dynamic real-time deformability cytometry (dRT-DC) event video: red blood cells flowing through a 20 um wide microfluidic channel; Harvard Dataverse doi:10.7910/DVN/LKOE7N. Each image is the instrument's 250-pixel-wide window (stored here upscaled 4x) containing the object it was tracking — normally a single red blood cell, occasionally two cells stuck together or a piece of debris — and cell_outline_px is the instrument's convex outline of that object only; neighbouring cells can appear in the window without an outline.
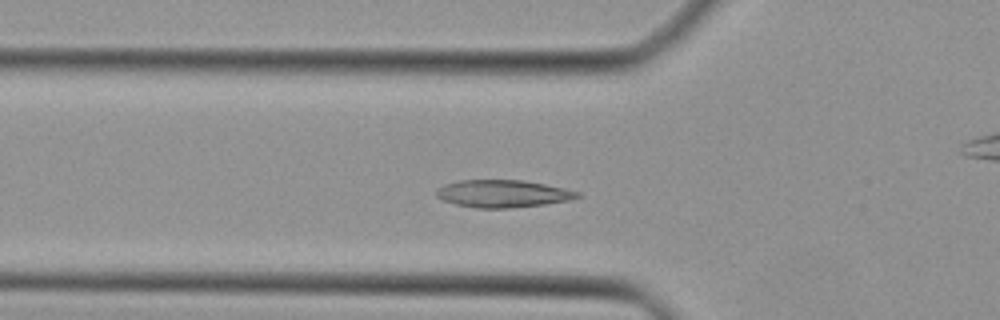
{"species": "Egyptian fruit bat (a non-hibernating species)", "species_latin": "Rousettus aegyptiacus", "temperature_condition": "cold", "stored_images_in_passage": 40, "camera_frame_rate_fps": 3000, "um_per_image_px": 0.085, "animal": {"sex": "female"}, "frame": {"image": 1, "passage_image": 12, "time_ms": 3.667, "image_size_px": [1000, 320], "cell_outline_px": [[580, 196], [572, 200], [544, 204], [508, 208], [476, 208], [456, 204], [444, 200], [436, 196], [436, 192], [440, 188], [448, 184], [460, 180], [524, 180], [564, 188], [580, 192]], "centroid_in_image_um": [42.79, 16.46], "position_along_channel_um": 83.0, "area_um2": 22.31}}
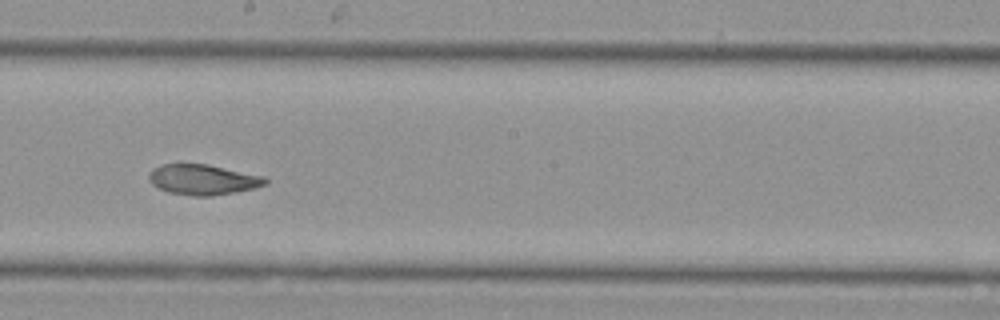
{"frame": {"image": 2, "passage_image": 22, "time_ms": 7.0, "image_size_px": [1000, 320], "cell_outline_px": [[268, 184], [256, 188], [236, 192], [212, 196], [192, 196], [168, 192], [152, 184], [148, 180], [148, 176], [152, 168], [164, 164], [208, 164], [264, 176], [268, 180]], "centroid_in_image_um": [17.27, 15.27], "position_along_channel_um": 230.9, "area_um2": 20.75}}
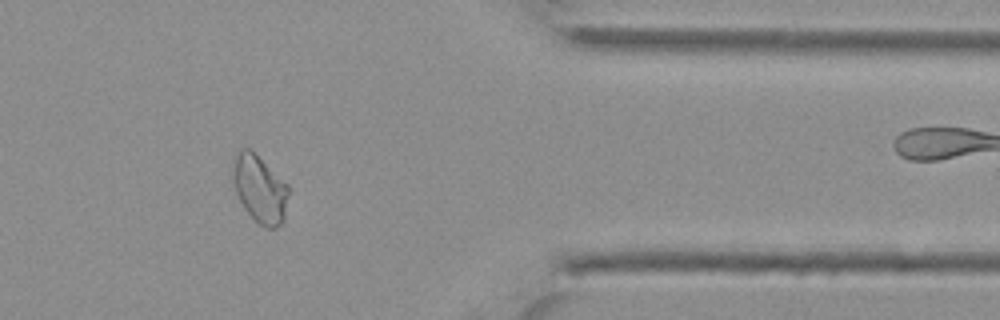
{"frame": {"image": 3, "passage_image": 34, "time_ms": 11.0, "image_size_px": [1000, 320], "cell_outline_px": [[288, 196], [284, 220], [276, 228], [264, 228], [256, 224], [244, 208], [232, 184], [232, 164], [240, 148], [248, 148], [288, 184]], "centroid_in_image_um": [22.06, 16.11], "position_along_channel_um": 389.3, "area_um2": 21.96}}